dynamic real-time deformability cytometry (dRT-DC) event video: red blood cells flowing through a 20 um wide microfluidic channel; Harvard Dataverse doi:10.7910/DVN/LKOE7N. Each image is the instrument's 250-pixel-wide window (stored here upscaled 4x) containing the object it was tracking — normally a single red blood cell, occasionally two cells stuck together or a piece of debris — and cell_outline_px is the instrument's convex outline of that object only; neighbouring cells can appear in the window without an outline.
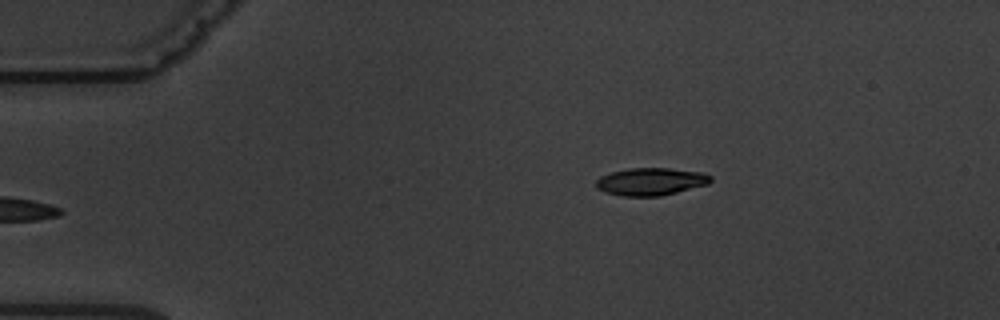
{"species": "common noctule bat (a hibernating species)", "species_latin": "Nyctalus noctula", "temperature_condition": "warm", "stored_images_in_passage": 3, "camera_frame_rate_fps": 3000, "um_per_image_px": 0.085, "animal": {"sex": "male", "body_mass_g": 19.5, "forearm_length_mm": 54.6}, "frame": {"image": 1, "passage_image": 1, "time_ms": 0.0, "image_size_px": [1000, 320], "cell_outline_px": [[712, 180], [708, 184], [660, 196], [620, 196], [596, 188], [596, 180], [600, 176], [612, 172], [628, 168], [668, 168], [704, 172], [712, 176]], "centroid_in_image_um": [55.33, 15.42], "position_along_channel_um": 29.7, "area_um2": 18.38}}